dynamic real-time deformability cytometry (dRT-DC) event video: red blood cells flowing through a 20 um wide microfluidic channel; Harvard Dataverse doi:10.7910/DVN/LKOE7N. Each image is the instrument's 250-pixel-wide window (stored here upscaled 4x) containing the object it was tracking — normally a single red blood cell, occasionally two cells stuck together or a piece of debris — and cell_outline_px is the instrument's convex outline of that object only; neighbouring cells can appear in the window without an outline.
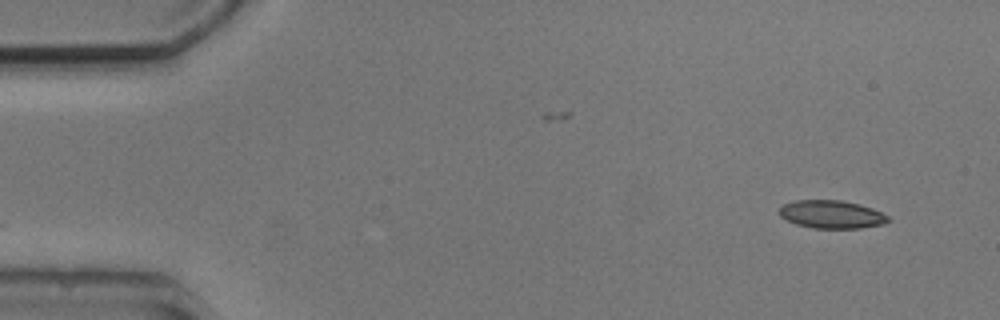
{"species": "common noctule bat (a hibernating species)", "species_latin": "Nyctalus noctula", "temperature_condition": "cold", "stored_images_in_passage": 3, "camera_frame_rate_fps": 3000, "um_per_image_px": 0.085, "animal": {"sex": "male", "body_mass_g": 20.5, "forearm_length_mm": 52.5}, "frame": {"image": 1, "passage_image": 3, "time_ms": 2.333, "image_size_px": [1000, 320], "cell_outline_px": [[892, 220], [884, 224], [860, 228], [812, 228], [796, 224], [780, 216], [776, 212], [780, 204], [792, 200], [840, 200], [860, 204], [872, 208], [888, 216]], "centroid_in_image_um": [70.63, 18.21], "position_along_channel_um": 14.4, "area_um2": 18.09}}